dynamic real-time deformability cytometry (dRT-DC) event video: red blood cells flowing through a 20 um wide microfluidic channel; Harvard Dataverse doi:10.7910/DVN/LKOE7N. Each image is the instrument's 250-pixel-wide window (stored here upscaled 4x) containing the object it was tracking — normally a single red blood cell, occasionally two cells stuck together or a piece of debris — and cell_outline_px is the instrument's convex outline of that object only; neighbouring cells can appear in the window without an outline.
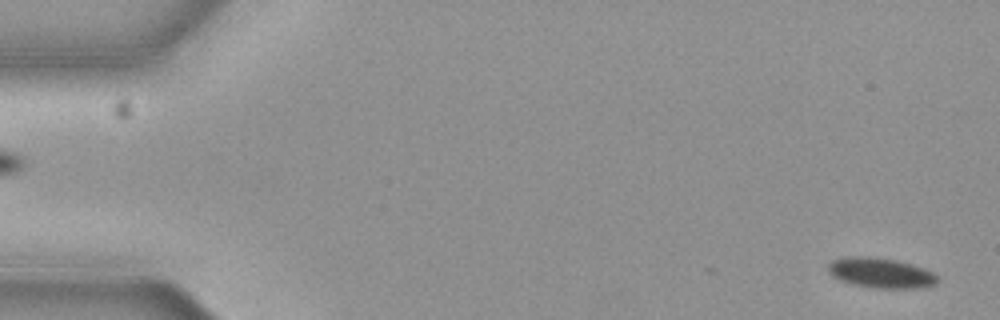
{"species": "common noctule bat (a hibernating species)", "species_latin": "Nyctalus noctula", "temperature_condition": "cold", "stored_images_in_passage": 48, "camera_frame_rate_fps": 3000, "um_per_image_px": 0.085, "animal": {"sex": "female", "body_mass_g": 19.3, "forearm_length_mm": 54.1}, "frame": {"image": 1, "passage_image": 2, "time_ms": 0.333, "image_size_px": [1000, 320], "cell_outline_px": [[940, 280], [936, 284], [924, 288], [872, 288], [852, 284], [840, 280], [832, 276], [828, 272], [828, 264], [832, 260], [844, 256], [868, 256], [896, 260], [912, 264], [924, 268], [932, 272]], "centroid_in_image_um": [74.86, 23.2], "position_along_channel_um": 10.1, "area_um2": 19.48}}
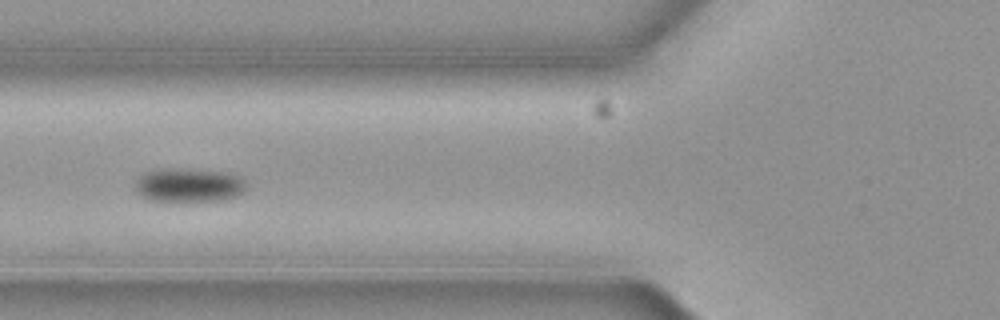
{"frame": {"image": 2, "passage_image": 22, "time_ms": 7.0, "image_size_px": [1000, 320], "cell_outline_px": [[244, 192], [240, 196], [224, 200], [152, 200], [140, 196], [136, 188], [136, 180], [144, 172], [156, 168], [180, 168], [220, 172], [236, 176], [244, 180]], "centroid_in_image_um": [16.02, 15.72], "position_along_channel_um": 109.8, "area_um2": 21.68}}
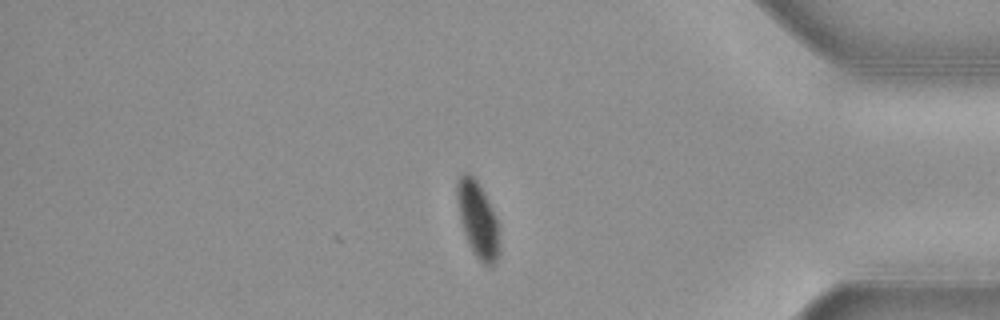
{"frame": {"image": 3, "passage_image": 48, "time_ms": 15.667, "image_size_px": [1000, 320], "cell_outline_px": [[500, 252], [492, 268], [484, 264], [476, 256], [464, 232], [460, 216], [456, 196], [456, 180], [460, 172], [468, 172], [476, 180], [484, 192], [496, 216], [500, 248]], "centroid_in_image_um": [40.61, 18.63], "position_along_channel_um": 394.6, "area_um2": 18.67}, "authors_computed_cell_mechanics": {"area_um2": 20.8947, "velocity_mm_per_s": 3.6362, "shape_relaxation_time_tau1_ms": 3.5229, "shape_relaxation_time_tau2_ms": null, "deformation_change_tau1": 0.1018, "deformation_change_tau2": null}}